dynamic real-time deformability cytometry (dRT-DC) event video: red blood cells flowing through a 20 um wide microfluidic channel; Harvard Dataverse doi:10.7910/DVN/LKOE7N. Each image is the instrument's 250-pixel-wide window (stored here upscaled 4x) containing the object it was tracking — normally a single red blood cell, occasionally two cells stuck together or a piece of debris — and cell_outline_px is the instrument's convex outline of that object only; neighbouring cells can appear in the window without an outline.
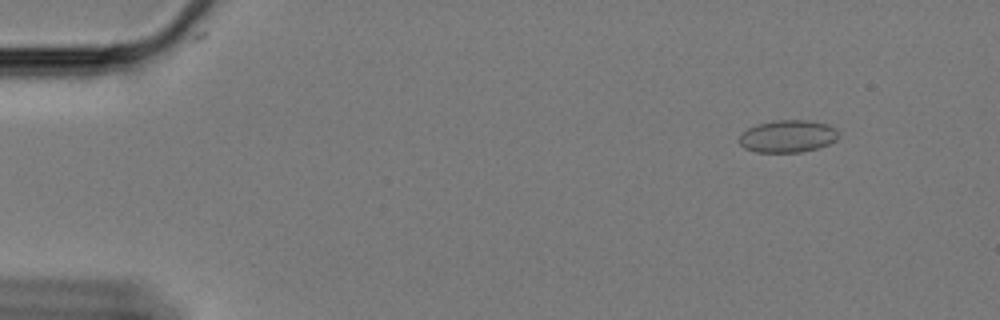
{"species": "Egyptian fruit bat (a non-hibernating species)", "species_latin": "Rousettus aegyptiacus", "temperature_condition": "cold", "stored_images_in_passage": 61, "camera_frame_rate_fps": 3000, "um_per_image_px": 0.085, "animal": {"sex": "female"}, "frame": {"image": 1, "passage_image": 7, "time_ms": 2.0, "image_size_px": [1000, 320], "cell_outline_px": [[836, 140], [828, 144], [816, 148], [800, 152], [756, 152], [744, 148], [740, 144], [740, 136], [748, 128], [760, 124], [776, 120], [804, 120], [828, 124], [836, 132]], "centroid_in_image_um": [66.93, 11.59], "position_along_channel_um": 18.1, "area_um2": 18.26}}
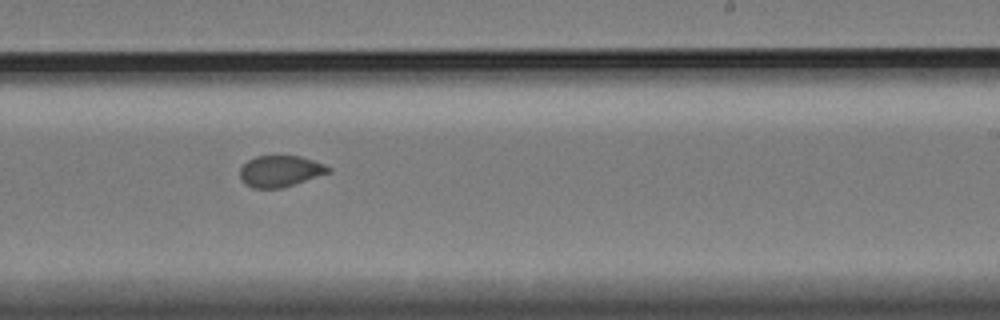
{"frame": {"image": 2, "passage_image": 38, "time_ms": 12.333, "image_size_px": [1000, 320], "cell_outline_px": [[332, 172], [280, 188], [252, 188], [244, 184], [240, 180], [240, 168], [248, 160], [256, 156], [300, 156], [324, 164], [332, 168]], "centroid_in_image_um": [23.81, 14.55], "position_along_channel_um": 265.2, "area_um2": 16.13}}
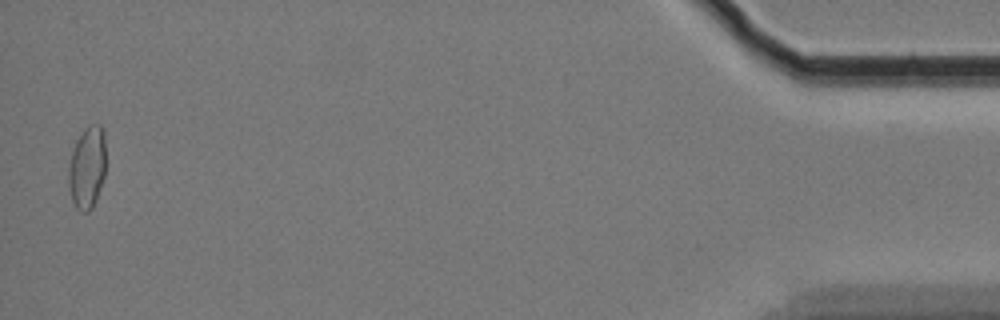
{"frame": {"image": 3, "passage_image": 60, "time_ms": 19.667, "image_size_px": [1000, 320], "cell_outline_px": [[104, 176], [96, 200], [92, 208], [88, 212], [80, 212], [76, 208], [72, 200], [68, 184], [68, 168], [72, 152], [76, 140], [84, 128], [92, 124], [100, 124], [104, 132]], "centroid_in_image_um": [7.39, 14.25], "position_along_channel_um": 427.8, "area_um2": 17.86}, "authors_computed_cell_mechanics": {"area_um2": 17.1666, "velocity_mm_per_s": 3.3552, "shape_relaxation_time_tau1_ms": null, "shape_relaxation_time_tau2_ms": 1.1469, "deformation_change_tau1": null, "deformation_change_tau2": 0.0498}}